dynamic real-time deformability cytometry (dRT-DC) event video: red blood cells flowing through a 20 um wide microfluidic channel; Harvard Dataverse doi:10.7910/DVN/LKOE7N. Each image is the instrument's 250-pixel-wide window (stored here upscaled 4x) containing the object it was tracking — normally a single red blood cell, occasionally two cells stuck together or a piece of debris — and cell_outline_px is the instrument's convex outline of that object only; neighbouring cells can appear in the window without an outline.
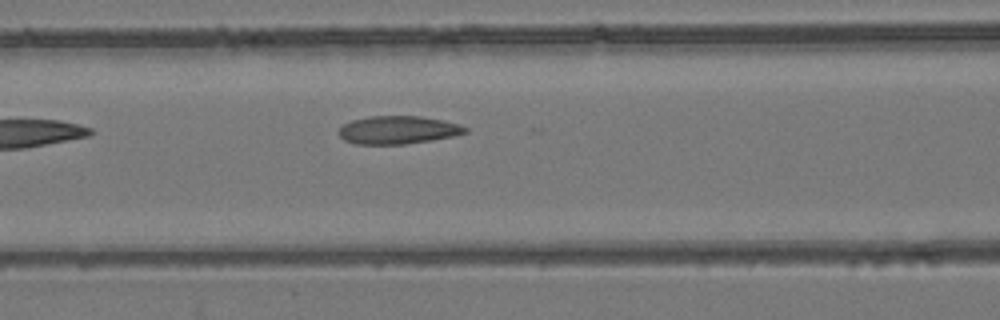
{"species": "common noctule bat (a hibernating species)", "species_latin": "Nyctalus noctula", "temperature_condition": "room temperature", "stored_images_in_passage": 5, "camera_frame_rate_fps": 3000, "um_per_image_px": 0.085, "animal": {"sex": "female", "body_mass_g": 24.6, "forearm_length_mm": 56.2}, "frame": {"image": 1, "passage_image": 5, "time_ms": 1.333, "image_size_px": [1000, 320], "cell_outline_px": [[468, 132], [452, 136], [432, 140], [404, 144], [356, 144], [344, 140], [336, 132], [344, 124], [352, 120], [368, 116], [420, 116], [460, 124], [468, 128]], "centroid_in_image_um": [33.81, 11.05], "position_along_channel_um": 132.8, "area_um2": 20.63}}